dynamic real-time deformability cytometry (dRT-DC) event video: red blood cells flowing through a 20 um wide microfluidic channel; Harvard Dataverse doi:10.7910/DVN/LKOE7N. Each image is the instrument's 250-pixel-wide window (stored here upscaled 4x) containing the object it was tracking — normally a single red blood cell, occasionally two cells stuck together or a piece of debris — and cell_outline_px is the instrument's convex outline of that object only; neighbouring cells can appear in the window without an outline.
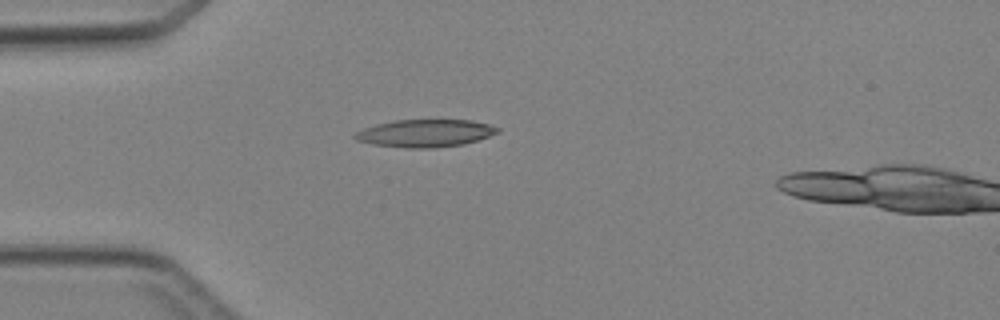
{"species": "Egyptian fruit bat (a non-hibernating species)", "species_latin": "Rousettus aegyptiacus", "temperature_condition": "cold", "stored_images_in_passage": 4, "camera_frame_rate_fps": 3000, "um_per_image_px": 0.085, "animal": {"sex": "female"}, "frame": {"image": 1, "passage_image": 3, "time_ms": 3.333, "image_size_px": [1000, 320], "cell_outline_px": [[500, 132], [464, 144], [432, 148], [404, 148], [376, 144], [356, 140], [352, 136], [356, 132], [364, 128], [376, 124], [396, 120], [472, 120], [488, 124], [500, 128]], "centroid_in_image_um": [36.15, 11.32], "position_along_channel_um": 48.9, "area_um2": 22.77}}